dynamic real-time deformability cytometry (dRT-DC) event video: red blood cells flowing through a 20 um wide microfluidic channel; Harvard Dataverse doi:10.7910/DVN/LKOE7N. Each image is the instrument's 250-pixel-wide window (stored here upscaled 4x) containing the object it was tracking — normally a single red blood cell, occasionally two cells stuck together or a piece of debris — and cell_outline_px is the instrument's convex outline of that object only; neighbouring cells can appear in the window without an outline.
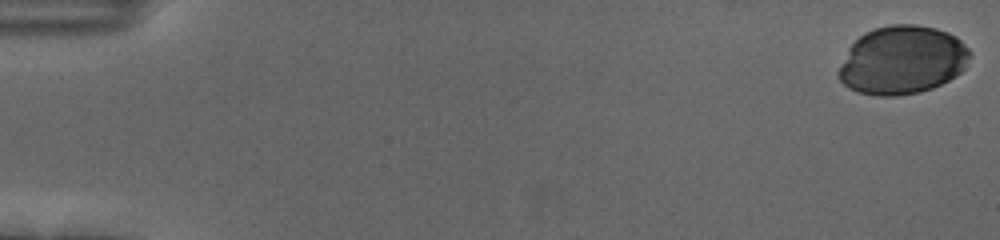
{"species": "human", "species_latin": "Homo sapiens", "temperature_condition": "cold", "stored_images_in_passage": 56, "camera_frame_rate_fps": 3000, "um_per_image_px": 0.085, "donor": {"sex": "female"}, "frame": {"image": 1, "passage_image": 1, "time_ms": 0.0, "image_size_px": [1000, 240], "cell_outline_px": [[968, 56], [964, 68], [956, 76], [932, 88], [920, 92], [896, 96], [876, 96], [856, 92], [848, 88], [840, 80], [836, 72], [848, 48], [864, 32], [876, 28], [892, 24], [916, 24], [936, 28], [948, 32], [956, 36], [968, 48]], "centroid_in_image_um": [76.65, 5.11], "position_along_channel_um": 8.4, "area_um2": 52.42}}
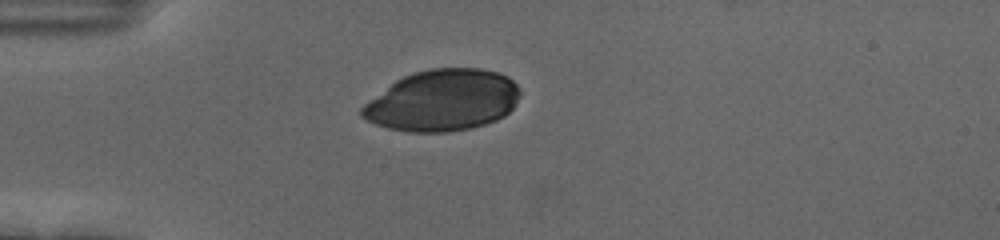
{"frame": {"image": 2, "passage_image": 16, "time_ms": 5.0, "image_size_px": [1000, 240], "cell_outline_px": [[520, 92], [512, 108], [504, 116], [496, 120], [472, 128], [448, 132], [408, 132], [388, 128], [376, 124], [360, 116], [360, 108], [364, 104], [396, 80], [412, 72], [432, 68], [480, 68], [496, 72], [508, 76], [516, 84]], "centroid_in_image_um": [37.61, 8.54], "position_along_channel_um": 47.4, "area_um2": 56.36}}